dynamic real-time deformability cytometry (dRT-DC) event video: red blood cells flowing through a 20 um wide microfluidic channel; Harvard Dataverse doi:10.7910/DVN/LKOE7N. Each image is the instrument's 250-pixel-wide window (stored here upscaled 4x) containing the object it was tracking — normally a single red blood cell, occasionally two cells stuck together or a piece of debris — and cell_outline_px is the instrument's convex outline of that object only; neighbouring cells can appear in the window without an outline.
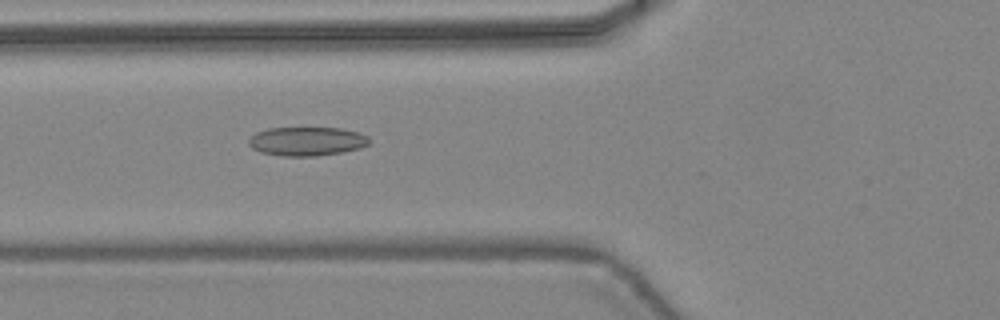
{"species": "common noctule bat (a hibernating species)", "species_latin": "Nyctalus noctula", "temperature_condition": "warm", "stored_images_in_passage": 48, "camera_frame_rate_fps": 3000, "um_per_image_px": 0.085, "animal": {"sex": "female", "body_mass_g": 24.6, "forearm_length_mm": 56.2}, "frame": {"image": 1, "passage_image": 19, "time_ms": 6.0, "image_size_px": [1000, 320], "cell_outline_px": [[368, 144], [360, 148], [340, 152], [316, 156], [280, 156], [260, 152], [252, 148], [248, 144], [248, 140], [256, 132], [268, 128], [340, 128], [360, 132], [368, 136]], "centroid_in_image_um": [26.06, 12.01], "position_along_channel_um": 99.7, "area_um2": 20.29}}
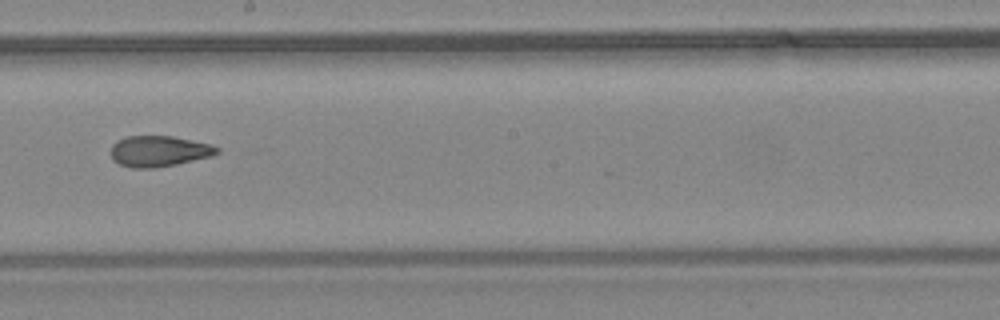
{"frame": {"image": 2, "passage_image": 28, "time_ms": 9.0, "image_size_px": [1000, 320], "cell_outline_px": [[220, 152], [212, 156], [176, 164], [152, 168], [132, 168], [120, 164], [112, 160], [112, 144], [116, 140], [128, 136], [172, 136], [208, 144], [220, 148]], "centroid_in_image_um": [13.49, 12.85], "position_along_channel_um": 234.7, "area_um2": 18.96}}
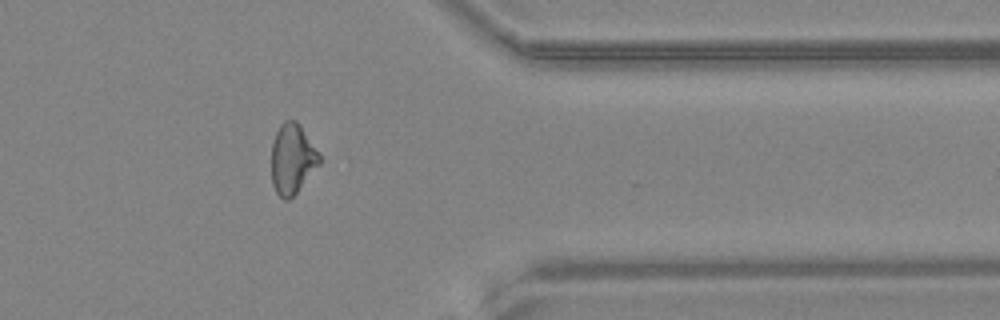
{"frame": {"image": 3, "passage_image": 39, "time_ms": 12.667, "image_size_px": [1000, 320], "cell_outline_px": [[320, 164], [296, 192], [288, 200], [284, 200], [276, 192], [272, 184], [272, 144], [276, 132], [280, 124], [284, 120], [296, 120], [300, 124], [320, 156]], "centroid_in_image_um": [24.83, 13.49], "position_along_channel_um": 386.6, "area_um2": 19.36}, "authors_computed_cell_mechanics": {"area_um2": 20.23, "velocity_mm_per_s": 4.4861, "shape_relaxation_time_tau1_ms": null, "shape_relaxation_time_tau2_ms": 2.8241, "deformation_change_tau1": null, "deformation_change_tau2": 0.098}}